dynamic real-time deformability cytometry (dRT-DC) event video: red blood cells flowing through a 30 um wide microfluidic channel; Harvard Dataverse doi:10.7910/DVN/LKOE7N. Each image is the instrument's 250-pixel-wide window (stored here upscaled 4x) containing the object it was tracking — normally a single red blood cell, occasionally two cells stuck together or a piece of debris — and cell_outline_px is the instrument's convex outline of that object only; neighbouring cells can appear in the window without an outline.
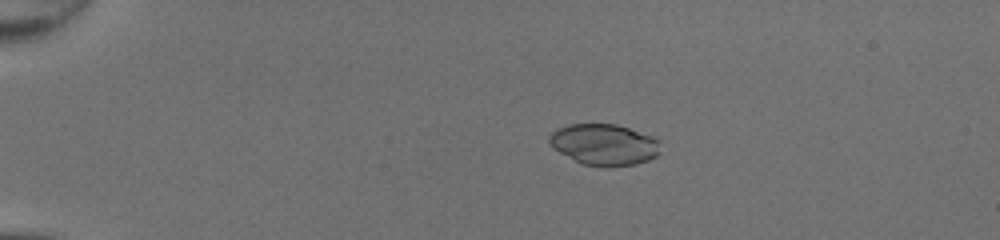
{"species": "common noctule bat (a hibernating species)", "species_latin": "Nyctalus noctula", "temperature_condition": "room temperature", "stored_images_in_passage": 50, "camera_frame_rate_fps": 3000, "um_per_image_px": 0.085, "animal": {"sex": "female", "body_mass_g": 20.0, "forearm_length_mm": 54.0}, "frame": {"image": 1, "passage_image": 12, "time_ms": 3.667, "image_size_px": [1000, 240], "cell_outline_px": [[660, 152], [656, 156], [648, 160], [636, 164], [608, 168], [604, 168], [584, 164], [552, 148], [548, 144], [548, 136], [556, 128], [568, 124], [616, 124], [656, 136], [660, 140]], "centroid_in_image_um": [51.38, 12.29], "position_along_channel_um": 33.6, "area_um2": 27.22}}
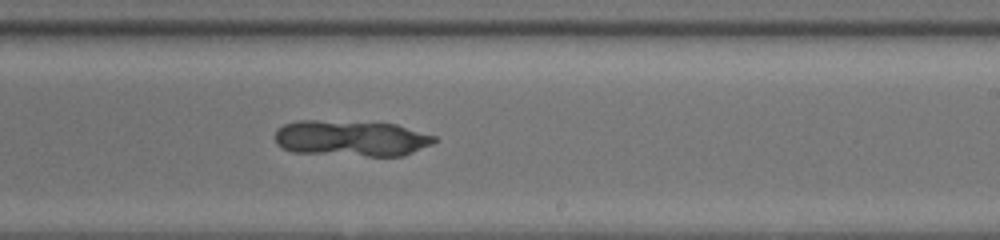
{"frame": {"image": 2, "passage_image": 33, "time_ms": 10.667, "image_size_px": [1000, 240], "cell_outline_px": [[436, 140], [432, 144], [404, 156], [368, 156], [292, 152], [276, 144], [276, 128], [284, 124], [300, 120], [316, 120], [396, 124], [436, 136]], "centroid_in_image_um": [29.85, 11.76], "position_along_channel_um": 259.1, "area_um2": 33.35}}
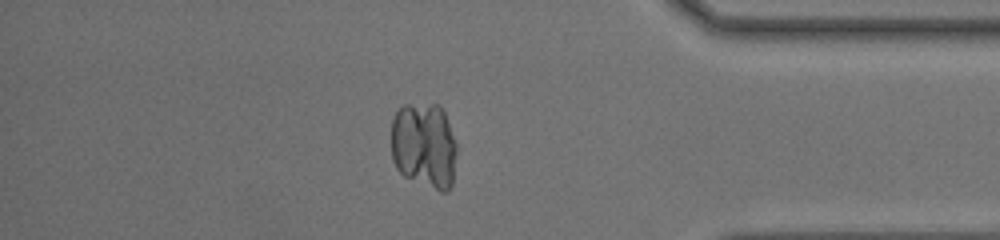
{"frame": {"image": 3, "passage_image": 44, "time_ms": 14.333, "image_size_px": [1000, 240], "cell_outline_px": [[456, 152], [452, 184], [448, 192], [440, 192], [404, 176], [396, 168], [392, 160], [392, 120], [396, 112], [404, 104], [440, 104], [444, 112], [456, 144]], "centroid_in_image_um": [36.05, 12.38], "position_along_channel_um": 399.2, "area_um2": 33.06}}